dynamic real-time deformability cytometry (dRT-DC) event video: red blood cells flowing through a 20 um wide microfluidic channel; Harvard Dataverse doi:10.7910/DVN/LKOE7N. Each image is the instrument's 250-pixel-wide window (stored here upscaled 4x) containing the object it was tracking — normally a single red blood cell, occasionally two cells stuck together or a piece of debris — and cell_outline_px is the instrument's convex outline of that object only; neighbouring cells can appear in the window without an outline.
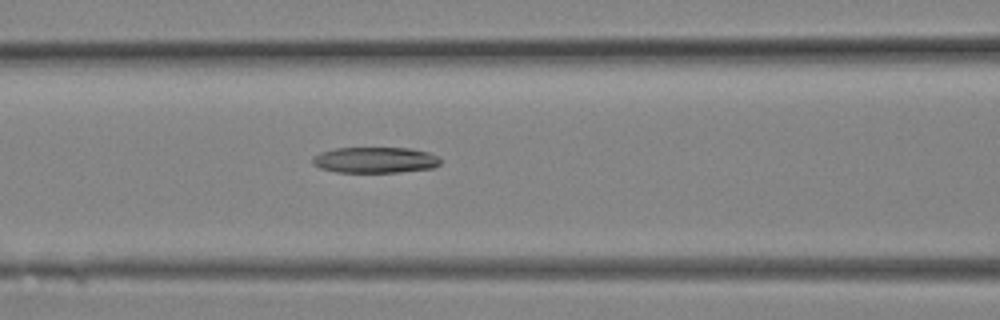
{"species": "Egyptian fruit bat (a non-hibernating species)", "species_latin": "Rousettus aegyptiacus", "temperature_condition": "room temperature", "stored_images_in_passage": 9, "camera_frame_rate_fps": 3000, "um_per_image_px": 0.085, "animal": {"sex": "female"}, "frame": {"image": 1, "passage_image": 9, "time_ms": 2.667, "image_size_px": [1000, 320], "cell_outline_px": [[440, 164], [432, 168], [396, 172], [336, 172], [320, 168], [312, 164], [312, 160], [320, 152], [336, 148], [412, 148], [428, 152], [440, 156]], "centroid_in_image_um": [31.9, 13.6], "position_along_channel_um": 134.7, "area_um2": 19.31}}